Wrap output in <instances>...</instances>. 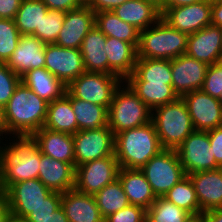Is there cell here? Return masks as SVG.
<instances>
[{
    "mask_svg": "<svg viewBox=\"0 0 222 222\" xmlns=\"http://www.w3.org/2000/svg\"><path fill=\"white\" fill-rule=\"evenodd\" d=\"M151 121L164 149L175 150L195 130L186 103L181 97L154 108Z\"/></svg>",
    "mask_w": 222,
    "mask_h": 222,
    "instance_id": "cell-5",
    "label": "cell"
},
{
    "mask_svg": "<svg viewBox=\"0 0 222 222\" xmlns=\"http://www.w3.org/2000/svg\"><path fill=\"white\" fill-rule=\"evenodd\" d=\"M163 197L191 215L201 214L194 184L188 175L175 184Z\"/></svg>",
    "mask_w": 222,
    "mask_h": 222,
    "instance_id": "cell-36",
    "label": "cell"
},
{
    "mask_svg": "<svg viewBox=\"0 0 222 222\" xmlns=\"http://www.w3.org/2000/svg\"><path fill=\"white\" fill-rule=\"evenodd\" d=\"M6 66L22 77L29 70L45 68V44L35 36L21 35Z\"/></svg>",
    "mask_w": 222,
    "mask_h": 222,
    "instance_id": "cell-19",
    "label": "cell"
},
{
    "mask_svg": "<svg viewBox=\"0 0 222 222\" xmlns=\"http://www.w3.org/2000/svg\"><path fill=\"white\" fill-rule=\"evenodd\" d=\"M124 82L172 85L171 60L137 59L133 73Z\"/></svg>",
    "mask_w": 222,
    "mask_h": 222,
    "instance_id": "cell-31",
    "label": "cell"
},
{
    "mask_svg": "<svg viewBox=\"0 0 222 222\" xmlns=\"http://www.w3.org/2000/svg\"><path fill=\"white\" fill-rule=\"evenodd\" d=\"M190 213L164 197H157L146 210V222H186Z\"/></svg>",
    "mask_w": 222,
    "mask_h": 222,
    "instance_id": "cell-37",
    "label": "cell"
},
{
    "mask_svg": "<svg viewBox=\"0 0 222 222\" xmlns=\"http://www.w3.org/2000/svg\"><path fill=\"white\" fill-rule=\"evenodd\" d=\"M106 36L94 26L82 41L80 51L86 72L108 74Z\"/></svg>",
    "mask_w": 222,
    "mask_h": 222,
    "instance_id": "cell-27",
    "label": "cell"
},
{
    "mask_svg": "<svg viewBox=\"0 0 222 222\" xmlns=\"http://www.w3.org/2000/svg\"><path fill=\"white\" fill-rule=\"evenodd\" d=\"M203 1H212V0H162L158 5L160 14L162 15L167 9L176 8L185 5H191Z\"/></svg>",
    "mask_w": 222,
    "mask_h": 222,
    "instance_id": "cell-48",
    "label": "cell"
},
{
    "mask_svg": "<svg viewBox=\"0 0 222 222\" xmlns=\"http://www.w3.org/2000/svg\"><path fill=\"white\" fill-rule=\"evenodd\" d=\"M201 90L219 98L222 92V61L208 66Z\"/></svg>",
    "mask_w": 222,
    "mask_h": 222,
    "instance_id": "cell-41",
    "label": "cell"
},
{
    "mask_svg": "<svg viewBox=\"0 0 222 222\" xmlns=\"http://www.w3.org/2000/svg\"><path fill=\"white\" fill-rule=\"evenodd\" d=\"M44 128L74 135L78 124L73 111L70 96L65 92L60 98L48 103Z\"/></svg>",
    "mask_w": 222,
    "mask_h": 222,
    "instance_id": "cell-28",
    "label": "cell"
},
{
    "mask_svg": "<svg viewBox=\"0 0 222 222\" xmlns=\"http://www.w3.org/2000/svg\"><path fill=\"white\" fill-rule=\"evenodd\" d=\"M66 17V12L48 10L40 25V40L46 44H55Z\"/></svg>",
    "mask_w": 222,
    "mask_h": 222,
    "instance_id": "cell-39",
    "label": "cell"
},
{
    "mask_svg": "<svg viewBox=\"0 0 222 222\" xmlns=\"http://www.w3.org/2000/svg\"><path fill=\"white\" fill-rule=\"evenodd\" d=\"M24 222H69L64 209L60 206L44 220H23Z\"/></svg>",
    "mask_w": 222,
    "mask_h": 222,
    "instance_id": "cell-50",
    "label": "cell"
},
{
    "mask_svg": "<svg viewBox=\"0 0 222 222\" xmlns=\"http://www.w3.org/2000/svg\"><path fill=\"white\" fill-rule=\"evenodd\" d=\"M22 0H0V19H15Z\"/></svg>",
    "mask_w": 222,
    "mask_h": 222,
    "instance_id": "cell-47",
    "label": "cell"
},
{
    "mask_svg": "<svg viewBox=\"0 0 222 222\" xmlns=\"http://www.w3.org/2000/svg\"><path fill=\"white\" fill-rule=\"evenodd\" d=\"M84 4H87L90 0H81Z\"/></svg>",
    "mask_w": 222,
    "mask_h": 222,
    "instance_id": "cell-59",
    "label": "cell"
},
{
    "mask_svg": "<svg viewBox=\"0 0 222 222\" xmlns=\"http://www.w3.org/2000/svg\"><path fill=\"white\" fill-rule=\"evenodd\" d=\"M21 81L48 103L60 98L66 91V86L45 68L29 70Z\"/></svg>",
    "mask_w": 222,
    "mask_h": 222,
    "instance_id": "cell-29",
    "label": "cell"
},
{
    "mask_svg": "<svg viewBox=\"0 0 222 222\" xmlns=\"http://www.w3.org/2000/svg\"><path fill=\"white\" fill-rule=\"evenodd\" d=\"M93 196L104 219L129 205L127 195L118 178Z\"/></svg>",
    "mask_w": 222,
    "mask_h": 222,
    "instance_id": "cell-35",
    "label": "cell"
},
{
    "mask_svg": "<svg viewBox=\"0 0 222 222\" xmlns=\"http://www.w3.org/2000/svg\"><path fill=\"white\" fill-rule=\"evenodd\" d=\"M65 92L70 96V102L78 124V131L108 126V110L104 106L74 98L67 90Z\"/></svg>",
    "mask_w": 222,
    "mask_h": 222,
    "instance_id": "cell-33",
    "label": "cell"
},
{
    "mask_svg": "<svg viewBox=\"0 0 222 222\" xmlns=\"http://www.w3.org/2000/svg\"><path fill=\"white\" fill-rule=\"evenodd\" d=\"M10 222H24V221H20V220H16V219H11Z\"/></svg>",
    "mask_w": 222,
    "mask_h": 222,
    "instance_id": "cell-57",
    "label": "cell"
},
{
    "mask_svg": "<svg viewBox=\"0 0 222 222\" xmlns=\"http://www.w3.org/2000/svg\"><path fill=\"white\" fill-rule=\"evenodd\" d=\"M118 179L127 195L129 204L138 205L147 210L157 199L140 169L120 168Z\"/></svg>",
    "mask_w": 222,
    "mask_h": 222,
    "instance_id": "cell-26",
    "label": "cell"
},
{
    "mask_svg": "<svg viewBox=\"0 0 222 222\" xmlns=\"http://www.w3.org/2000/svg\"><path fill=\"white\" fill-rule=\"evenodd\" d=\"M0 133L6 138V124H5V115H4V107L0 105Z\"/></svg>",
    "mask_w": 222,
    "mask_h": 222,
    "instance_id": "cell-53",
    "label": "cell"
},
{
    "mask_svg": "<svg viewBox=\"0 0 222 222\" xmlns=\"http://www.w3.org/2000/svg\"><path fill=\"white\" fill-rule=\"evenodd\" d=\"M112 12L140 31L153 26L161 18L158 6L150 0H128Z\"/></svg>",
    "mask_w": 222,
    "mask_h": 222,
    "instance_id": "cell-25",
    "label": "cell"
},
{
    "mask_svg": "<svg viewBox=\"0 0 222 222\" xmlns=\"http://www.w3.org/2000/svg\"><path fill=\"white\" fill-rule=\"evenodd\" d=\"M49 10L68 12L84 5L81 0H41Z\"/></svg>",
    "mask_w": 222,
    "mask_h": 222,
    "instance_id": "cell-45",
    "label": "cell"
},
{
    "mask_svg": "<svg viewBox=\"0 0 222 222\" xmlns=\"http://www.w3.org/2000/svg\"><path fill=\"white\" fill-rule=\"evenodd\" d=\"M181 98L186 103L195 131H209L222 126V105L217 98L201 89Z\"/></svg>",
    "mask_w": 222,
    "mask_h": 222,
    "instance_id": "cell-14",
    "label": "cell"
},
{
    "mask_svg": "<svg viewBox=\"0 0 222 222\" xmlns=\"http://www.w3.org/2000/svg\"><path fill=\"white\" fill-rule=\"evenodd\" d=\"M186 222H205L203 214L191 215Z\"/></svg>",
    "mask_w": 222,
    "mask_h": 222,
    "instance_id": "cell-54",
    "label": "cell"
},
{
    "mask_svg": "<svg viewBox=\"0 0 222 222\" xmlns=\"http://www.w3.org/2000/svg\"><path fill=\"white\" fill-rule=\"evenodd\" d=\"M126 83L151 110L179 98L172 85L149 82Z\"/></svg>",
    "mask_w": 222,
    "mask_h": 222,
    "instance_id": "cell-34",
    "label": "cell"
},
{
    "mask_svg": "<svg viewBox=\"0 0 222 222\" xmlns=\"http://www.w3.org/2000/svg\"><path fill=\"white\" fill-rule=\"evenodd\" d=\"M188 35L159 19L140 31L137 59L172 60L186 53Z\"/></svg>",
    "mask_w": 222,
    "mask_h": 222,
    "instance_id": "cell-4",
    "label": "cell"
},
{
    "mask_svg": "<svg viewBox=\"0 0 222 222\" xmlns=\"http://www.w3.org/2000/svg\"><path fill=\"white\" fill-rule=\"evenodd\" d=\"M186 54L208 65L222 61V28L208 25L188 35Z\"/></svg>",
    "mask_w": 222,
    "mask_h": 222,
    "instance_id": "cell-18",
    "label": "cell"
},
{
    "mask_svg": "<svg viewBox=\"0 0 222 222\" xmlns=\"http://www.w3.org/2000/svg\"><path fill=\"white\" fill-rule=\"evenodd\" d=\"M211 14L212 1H203L167 9L161 19L172 28L190 35L211 25Z\"/></svg>",
    "mask_w": 222,
    "mask_h": 222,
    "instance_id": "cell-15",
    "label": "cell"
},
{
    "mask_svg": "<svg viewBox=\"0 0 222 222\" xmlns=\"http://www.w3.org/2000/svg\"><path fill=\"white\" fill-rule=\"evenodd\" d=\"M62 193L53 191L24 220H44L61 206Z\"/></svg>",
    "mask_w": 222,
    "mask_h": 222,
    "instance_id": "cell-42",
    "label": "cell"
},
{
    "mask_svg": "<svg viewBox=\"0 0 222 222\" xmlns=\"http://www.w3.org/2000/svg\"><path fill=\"white\" fill-rule=\"evenodd\" d=\"M153 1L157 6L162 2V0H150Z\"/></svg>",
    "mask_w": 222,
    "mask_h": 222,
    "instance_id": "cell-55",
    "label": "cell"
},
{
    "mask_svg": "<svg viewBox=\"0 0 222 222\" xmlns=\"http://www.w3.org/2000/svg\"><path fill=\"white\" fill-rule=\"evenodd\" d=\"M208 64L186 53L171 60L172 86L179 97L202 88Z\"/></svg>",
    "mask_w": 222,
    "mask_h": 222,
    "instance_id": "cell-16",
    "label": "cell"
},
{
    "mask_svg": "<svg viewBox=\"0 0 222 222\" xmlns=\"http://www.w3.org/2000/svg\"><path fill=\"white\" fill-rule=\"evenodd\" d=\"M163 149L152 121L115 135L114 155L120 168L141 169Z\"/></svg>",
    "mask_w": 222,
    "mask_h": 222,
    "instance_id": "cell-3",
    "label": "cell"
},
{
    "mask_svg": "<svg viewBox=\"0 0 222 222\" xmlns=\"http://www.w3.org/2000/svg\"><path fill=\"white\" fill-rule=\"evenodd\" d=\"M202 214L205 222H222V209H213Z\"/></svg>",
    "mask_w": 222,
    "mask_h": 222,
    "instance_id": "cell-52",
    "label": "cell"
},
{
    "mask_svg": "<svg viewBox=\"0 0 222 222\" xmlns=\"http://www.w3.org/2000/svg\"><path fill=\"white\" fill-rule=\"evenodd\" d=\"M122 81L117 75L84 72L74 79L66 90L74 98L104 106L108 110L113 94Z\"/></svg>",
    "mask_w": 222,
    "mask_h": 222,
    "instance_id": "cell-8",
    "label": "cell"
},
{
    "mask_svg": "<svg viewBox=\"0 0 222 222\" xmlns=\"http://www.w3.org/2000/svg\"><path fill=\"white\" fill-rule=\"evenodd\" d=\"M21 33L18 31L15 20L0 19V62L6 63L16 50Z\"/></svg>",
    "mask_w": 222,
    "mask_h": 222,
    "instance_id": "cell-38",
    "label": "cell"
},
{
    "mask_svg": "<svg viewBox=\"0 0 222 222\" xmlns=\"http://www.w3.org/2000/svg\"><path fill=\"white\" fill-rule=\"evenodd\" d=\"M75 167L114 154L115 135L109 126L77 131L73 135Z\"/></svg>",
    "mask_w": 222,
    "mask_h": 222,
    "instance_id": "cell-12",
    "label": "cell"
},
{
    "mask_svg": "<svg viewBox=\"0 0 222 222\" xmlns=\"http://www.w3.org/2000/svg\"><path fill=\"white\" fill-rule=\"evenodd\" d=\"M3 139H4V136L0 133V144H3ZM1 141H2V143H1ZM0 150H1V145H0Z\"/></svg>",
    "mask_w": 222,
    "mask_h": 222,
    "instance_id": "cell-56",
    "label": "cell"
},
{
    "mask_svg": "<svg viewBox=\"0 0 222 222\" xmlns=\"http://www.w3.org/2000/svg\"><path fill=\"white\" fill-rule=\"evenodd\" d=\"M105 49L108 58V74L117 75L124 81L134 71L137 48L125 41L107 37Z\"/></svg>",
    "mask_w": 222,
    "mask_h": 222,
    "instance_id": "cell-24",
    "label": "cell"
},
{
    "mask_svg": "<svg viewBox=\"0 0 222 222\" xmlns=\"http://www.w3.org/2000/svg\"><path fill=\"white\" fill-rule=\"evenodd\" d=\"M218 100L221 102V105H222V92H221V94H220Z\"/></svg>",
    "mask_w": 222,
    "mask_h": 222,
    "instance_id": "cell-58",
    "label": "cell"
},
{
    "mask_svg": "<svg viewBox=\"0 0 222 222\" xmlns=\"http://www.w3.org/2000/svg\"><path fill=\"white\" fill-rule=\"evenodd\" d=\"M107 114L108 126L116 135L151 122L152 110L122 81L113 94Z\"/></svg>",
    "mask_w": 222,
    "mask_h": 222,
    "instance_id": "cell-6",
    "label": "cell"
},
{
    "mask_svg": "<svg viewBox=\"0 0 222 222\" xmlns=\"http://www.w3.org/2000/svg\"><path fill=\"white\" fill-rule=\"evenodd\" d=\"M38 179L50 190L64 193L74 189L75 167L41 153Z\"/></svg>",
    "mask_w": 222,
    "mask_h": 222,
    "instance_id": "cell-21",
    "label": "cell"
},
{
    "mask_svg": "<svg viewBox=\"0 0 222 222\" xmlns=\"http://www.w3.org/2000/svg\"><path fill=\"white\" fill-rule=\"evenodd\" d=\"M11 219L6 194L0 190V222H10Z\"/></svg>",
    "mask_w": 222,
    "mask_h": 222,
    "instance_id": "cell-51",
    "label": "cell"
},
{
    "mask_svg": "<svg viewBox=\"0 0 222 222\" xmlns=\"http://www.w3.org/2000/svg\"><path fill=\"white\" fill-rule=\"evenodd\" d=\"M120 170L116 156H107L75 167L74 189L94 195L118 178Z\"/></svg>",
    "mask_w": 222,
    "mask_h": 222,
    "instance_id": "cell-9",
    "label": "cell"
},
{
    "mask_svg": "<svg viewBox=\"0 0 222 222\" xmlns=\"http://www.w3.org/2000/svg\"><path fill=\"white\" fill-rule=\"evenodd\" d=\"M194 184L201 213L222 209V168L188 175Z\"/></svg>",
    "mask_w": 222,
    "mask_h": 222,
    "instance_id": "cell-20",
    "label": "cell"
},
{
    "mask_svg": "<svg viewBox=\"0 0 222 222\" xmlns=\"http://www.w3.org/2000/svg\"><path fill=\"white\" fill-rule=\"evenodd\" d=\"M95 26V12L84 4L66 12V17L55 44L65 48L80 49L82 41Z\"/></svg>",
    "mask_w": 222,
    "mask_h": 222,
    "instance_id": "cell-17",
    "label": "cell"
},
{
    "mask_svg": "<svg viewBox=\"0 0 222 222\" xmlns=\"http://www.w3.org/2000/svg\"><path fill=\"white\" fill-rule=\"evenodd\" d=\"M156 197H163L187 175L174 149H163L141 169Z\"/></svg>",
    "mask_w": 222,
    "mask_h": 222,
    "instance_id": "cell-7",
    "label": "cell"
},
{
    "mask_svg": "<svg viewBox=\"0 0 222 222\" xmlns=\"http://www.w3.org/2000/svg\"><path fill=\"white\" fill-rule=\"evenodd\" d=\"M48 10L41 0H22L14 19L21 35H32L40 39V25Z\"/></svg>",
    "mask_w": 222,
    "mask_h": 222,
    "instance_id": "cell-32",
    "label": "cell"
},
{
    "mask_svg": "<svg viewBox=\"0 0 222 222\" xmlns=\"http://www.w3.org/2000/svg\"><path fill=\"white\" fill-rule=\"evenodd\" d=\"M12 138L13 140L8 137L12 142L9 144L3 142L0 150V190L2 191L13 183L38 178L41 151L35 139L24 135H13Z\"/></svg>",
    "mask_w": 222,
    "mask_h": 222,
    "instance_id": "cell-1",
    "label": "cell"
},
{
    "mask_svg": "<svg viewBox=\"0 0 222 222\" xmlns=\"http://www.w3.org/2000/svg\"><path fill=\"white\" fill-rule=\"evenodd\" d=\"M104 222H146V209L129 204L125 208L110 214Z\"/></svg>",
    "mask_w": 222,
    "mask_h": 222,
    "instance_id": "cell-43",
    "label": "cell"
},
{
    "mask_svg": "<svg viewBox=\"0 0 222 222\" xmlns=\"http://www.w3.org/2000/svg\"><path fill=\"white\" fill-rule=\"evenodd\" d=\"M32 137L42 154L75 167L73 135L42 127Z\"/></svg>",
    "mask_w": 222,
    "mask_h": 222,
    "instance_id": "cell-22",
    "label": "cell"
},
{
    "mask_svg": "<svg viewBox=\"0 0 222 222\" xmlns=\"http://www.w3.org/2000/svg\"><path fill=\"white\" fill-rule=\"evenodd\" d=\"M20 82L21 77L0 62V105L8 103Z\"/></svg>",
    "mask_w": 222,
    "mask_h": 222,
    "instance_id": "cell-40",
    "label": "cell"
},
{
    "mask_svg": "<svg viewBox=\"0 0 222 222\" xmlns=\"http://www.w3.org/2000/svg\"><path fill=\"white\" fill-rule=\"evenodd\" d=\"M211 24L222 28V0H212Z\"/></svg>",
    "mask_w": 222,
    "mask_h": 222,
    "instance_id": "cell-49",
    "label": "cell"
},
{
    "mask_svg": "<svg viewBox=\"0 0 222 222\" xmlns=\"http://www.w3.org/2000/svg\"><path fill=\"white\" fill-rule=\"evenodd\" d=\"M45 69L66 87L86 72L80 49L45 45Z\"/></svg>",
    "mask_w": 222,
    "mask_h": 222,
    "instance_id": "cell-13",
    "label": "cell"
},
{
    "mask_svg": "<svg viewBox=\"0 0 222 222\" xmlns=\"http://www.w3.org/2000/svg\"><path fill=\"white\" fill-rule=\"evenodd\" d=\"M61 206L69 222H104L93 195L75 189L62 193Z\"/></svg>",
    "mask_w": 222,
    "mask_h": 222,
    "instance_id": "cell-23",
    "label": "cell"
},
{
    "mask_svg": "<svg viewBox=\"0 0 222 222\" xmlns=\"http://www.w3.org/2000/svg\"><path fill=\"white\" fill-rule=\"evenodd\" d=\"M48 102L40 98L22 81L4 106L6 138L12 135L32 136L47 118ZM12 134V135H11Z\"/></svg>",
    "mask_w": 222,
    "mask_h": 222,
    "instance_id": "cell-2",
    "label": "cell"
},
{
    "mask_svg": "<svg viewBox=\"0 0 222 222\" xmlns=\"http://www.w3.org/2000/svg\"><path fill=\"white\" fill-rule=\"evenodd\" d=\"M175 150L186 175L220 168L210 147L208 131L194 130Z\"/></svg>",
    "mask_w": 222,
    "mask_h": 222,
    "instance_id": "cell-10",
    "label": "cell"
},
{
    "mask_svg": "<svg viewBox=\"0 0 222 222\" xmlns=\"http://www.w3.org/2000/svg\"><path fill=\"white\" fill-rule=\"evenodd\" d=\"M126 1L128 0H90L87 5L93 12L98 13L101 11H113Z\"/></svg>",
    "mask_w": 222,
    "mask_h": 222,
    "instance_id": "cell-46",
    "label": "cell"
},
{
    "mask_svg": "<svg viewBox=\"0 0 222 222\" xmlns=\"http://www.w3.org/2000/svg\"><path fill=\"white\" fill-rule=\"evenodd\" d=\"M95 26L106 36L139 45L140 30L132 24L122 21L112 11L95 13Z\"/></svg>",
    "mask_w": 222,
    "mask_h": 222,
    "instance_id": "cell-30",
    "label": "cell"
},
{
    "mask_svg": "<svg viewBox=\"0 0 222 222\" xmlns=\"http://www.w3.org/2000/svg\"><path fill=\"white\" fill-rule=\"evenodd\" d=\"M4 192L11 217L23 221L53 191L35 178L13 183Z\"/></svg>",
    "mask_w": 222,
    "mask_h": 222,
    "instance_id": "cell-11",
    "label": "cell"
},
{
    "mask_svg": "<svg viewBox=\"0 0 222 222\" xmlns=\"http://www.w3.org/2000/svg\"><path fill=\"white\" fill-rule=\"evenodd\" d=\"M208 135L216 164L222 168V126L209 130Z\"/></svg>",
    "mask_w": 222,
    "mask_h": 222,
    "instance_id": "cell-44",
    "label": "cell"
}]
</instances>
